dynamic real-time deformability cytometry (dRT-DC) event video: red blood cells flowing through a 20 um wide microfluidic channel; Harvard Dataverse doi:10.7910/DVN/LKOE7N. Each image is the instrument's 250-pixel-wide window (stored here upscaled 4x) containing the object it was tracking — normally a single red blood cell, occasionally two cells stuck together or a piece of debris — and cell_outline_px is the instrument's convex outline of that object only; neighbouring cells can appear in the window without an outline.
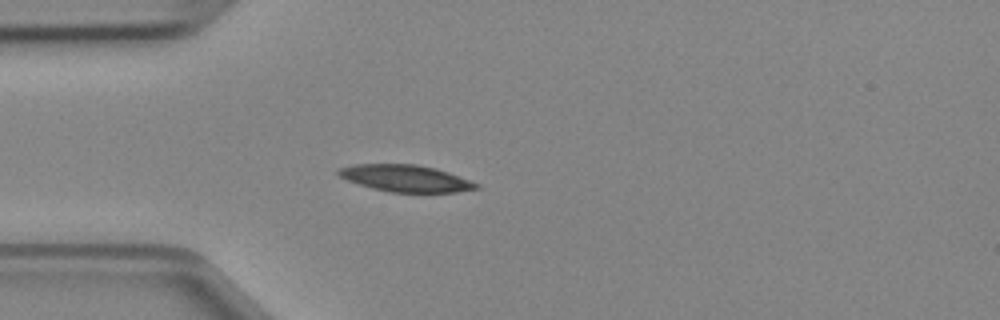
{"species": "Egyptian fruit bat (a non-hibernating species)", "species_latin": "Rousettus aegyptiacus", "temperature_condition": "cold", "stored_images_in_passage": 35, "camera_frame_rate_fps": 3000, "um_per_image_px": 0.085, "animal": {"sex": "female"}, "frame": {"image": 1, "passage_image": 1, "time_ms": 0.0, "image_size_px": [1000, 320], "cell_outline_px": [[480, 188], [456, 192], [388, 192], [372, 188], [348, 180], [340, 176], [336, 172], [340, 168], [352, 164], [416, 164], [436, 168], [448, 172], [480, 184]], "centroid_in_image_um": [34.49, 15.15], "position_along_channel_um": 50.5, "area_um2": 21.44}}
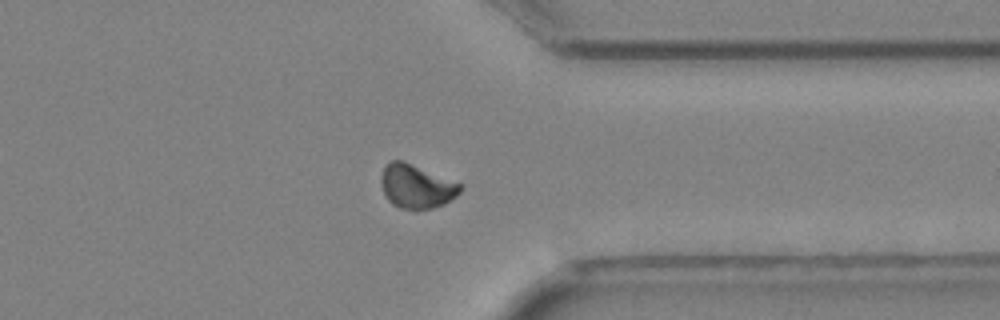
{"frame": {"image": 2, "passage_image": 25, "time_ms": 8.0, "image_size_px": [1000, 320], "cell_outline_px": [[464, 188], [456, 196], [444, 204], [432, 208], [400, 208], [392, 204], [388, 200], [384, 192], [380, 180], [380, 176], [384, 164], [392, 160], [400, 160], [412, 164], [464, 184]], "centroid_in_image_um": [35.41, 15.82], "position_along_channel_um": 376.0, "area_um2": 20.23}}
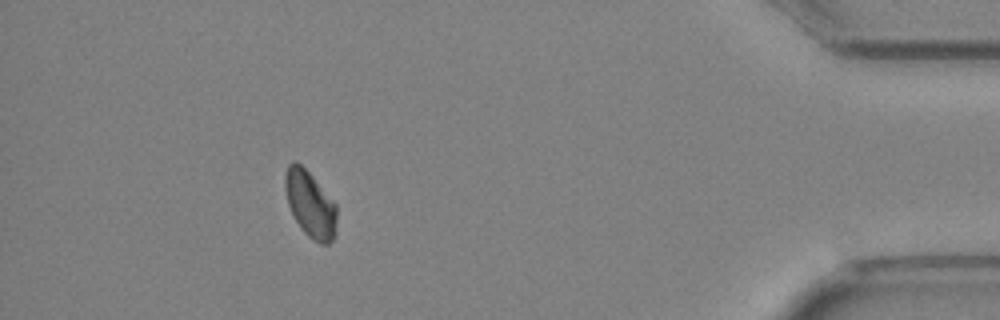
{"frame": {"image": 3, "passage_image": 31, "time_ms": 10.0, "image_size_px": [1000, 320], "cell_outline_px": [[336, 224], [332, 240], [328, 244], [320, 244], [308, 236], [300, 228], [288, 204], [284, 188], [284, 176], [288, 164], [292, 160], [296, 160], [312, 176], [336, 204]], "centroid_in_image_um": [26.34, 17.33], "position_along_channel_um": 408.9, "area_um2": 19.83}}